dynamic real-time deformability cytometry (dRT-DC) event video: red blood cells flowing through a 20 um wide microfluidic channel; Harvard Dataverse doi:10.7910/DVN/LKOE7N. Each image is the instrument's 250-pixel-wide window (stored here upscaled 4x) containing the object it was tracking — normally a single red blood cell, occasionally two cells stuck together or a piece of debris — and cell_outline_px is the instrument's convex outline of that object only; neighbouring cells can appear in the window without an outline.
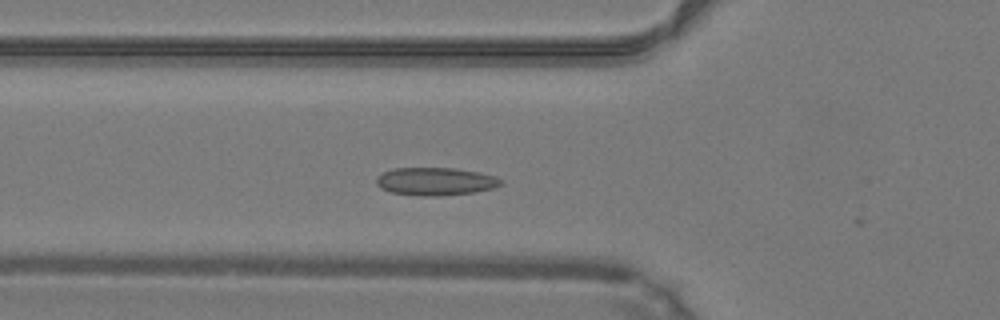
{"species": "common noctule bat (a hibernating species)", "species_latin": "Nyctalus noctula", "temperature_condition": "warm", "stored_images_in_passage": 31, "camera_frame_rate_fps": 3000, "um_per_image_px": 0.085, "animal": {"sex": "male", "body_mass_g": 19.2, "forearm_length_mm": 51.8}, "frame": {"image": 1, "passage_image": 5, "time_ms": 1.333, "image_size_px": [1000, 320], "cell_outline_px": [[504, 184], [492, 188], [476, 192], [436, 196], [420, 196], [392, 192], [380, 188], [376, 184], [376, 176], [392, 168], [456, 168], [480, 172], [496, 176], [504, 180]], "centroid_in_image_um": [37.04, 15.41], "position_along_channel_um": 88.8, "area_um2": 20.46}}
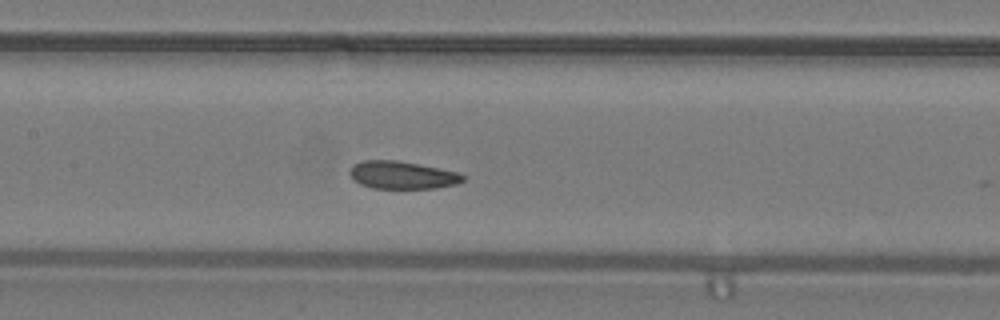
{"frame": {"image": 2, "passage_image": 11, "time_ms": 3.333, "image_size_px": [1000, 320], "cell_outline_px": [[464, 180], [456, 184], [436, 188], [372, 188], [360, 184], [352, 180], [348, 172], [352, 164], [360, 160], [396, 160], [460, 172], [464, 176]], "centroid_in_image_um": [34.13, 14.87], "position_along_channel_um": 173.3, "area_um2": 18.44}}
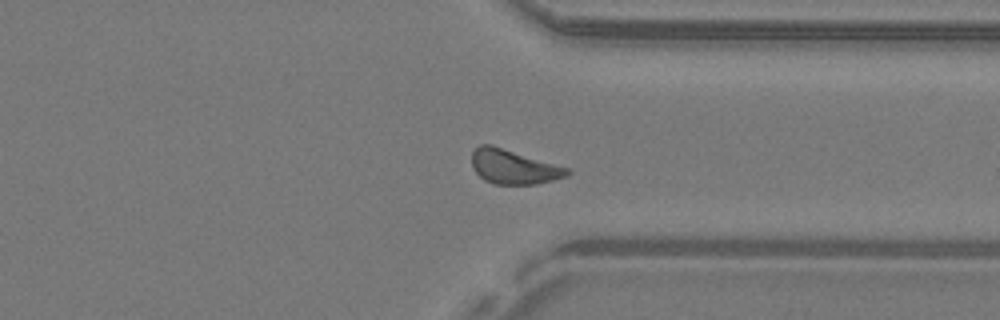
{"frame": {"image": 3, "passage_image": 25, "time_ms": 8.0, "image_size_px": [1000, 320], "cell_outline_px": [[572, 172], [568, 176], [536, 184], [492, 184], [484, 180], [476, 172], [472, 164], [472, 152], [480, 144], [492, 144], [568, 168]], "centroid_in_image_um": [43.65, 14.18], "position_along_channel_um": 367.8, "area_um2": 19.07}, "authors_computed_cell_mechanics": {"area_um2": 18.6694, "velocity_mm_per_s": 4.1881, "shape_relaxation_time_tau1_ms": 5.3477, "shape_relaxation_time_tau2_ms": 2.9964, "deformation_change_tau1": 0.1157, "deformation_change_tau2": 0.0515}}